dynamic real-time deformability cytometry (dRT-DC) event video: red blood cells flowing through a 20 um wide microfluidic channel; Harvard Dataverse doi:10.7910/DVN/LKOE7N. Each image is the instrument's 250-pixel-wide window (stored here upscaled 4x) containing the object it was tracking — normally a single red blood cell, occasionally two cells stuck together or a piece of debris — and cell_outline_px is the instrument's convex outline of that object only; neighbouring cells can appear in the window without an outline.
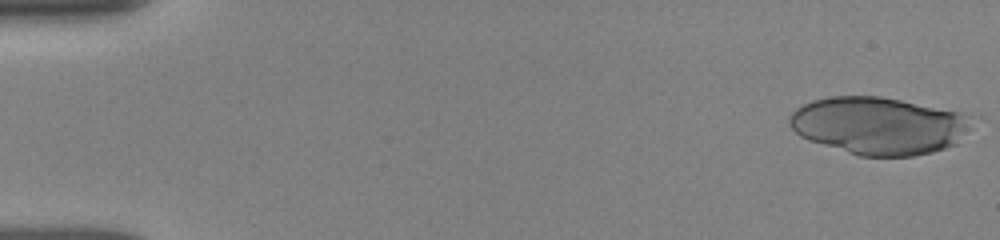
{"species": "human", "species_latin": "Homo sapiens", "temperature_condition": "room temperature", "stored_images_in_passage": 32, "camera_frame_rate_fps": 3000, "um_per_image_px": 0.085, "donor": {"sex": "female"}, "frame": {"image": 1, "passage_image": 1, "time_ms": 0.0, "image_size_px": [1000, 240], "cell_outline_px": [[964, 124], [956, 144], [932, 152], [912, 156], [860, 156], [808, 140], [800, 136], [788, 124], [788, 120], [792, 112], [796, 108], [812, 100], [828, 96], [880, 96], [960, 112]], "centroid_in_image_um": [74.52, 10.68], "position_along_channel_um": 10.5, "area_um2": 59.65}}
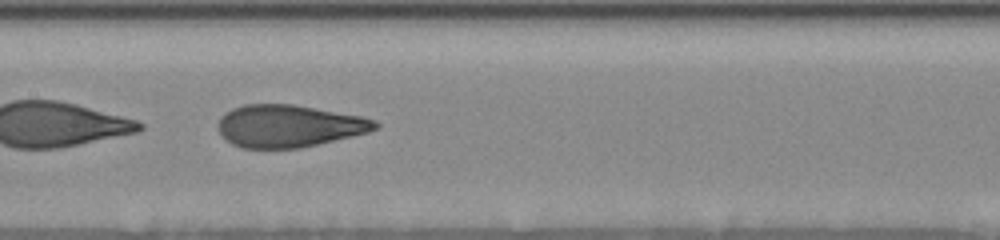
{"frame": {"image": 2, "passage_image": 28, "time_ms": 8.333, "image_size_px": [1000, 240], "cell_outline_px": [[380, 124], [376, 128], [368, 132], [352, 136], [300, 148], [244, 148], [232, 144], [220, 132], [220, 116], [224, 112], [232, 108], [244, 104], [292, 104], [364, 116], [376, 120]], "centroid_in_image_um": [24.58, 10.69], "position_along_channel_um": 182.8, "area_um2": 38.61}}